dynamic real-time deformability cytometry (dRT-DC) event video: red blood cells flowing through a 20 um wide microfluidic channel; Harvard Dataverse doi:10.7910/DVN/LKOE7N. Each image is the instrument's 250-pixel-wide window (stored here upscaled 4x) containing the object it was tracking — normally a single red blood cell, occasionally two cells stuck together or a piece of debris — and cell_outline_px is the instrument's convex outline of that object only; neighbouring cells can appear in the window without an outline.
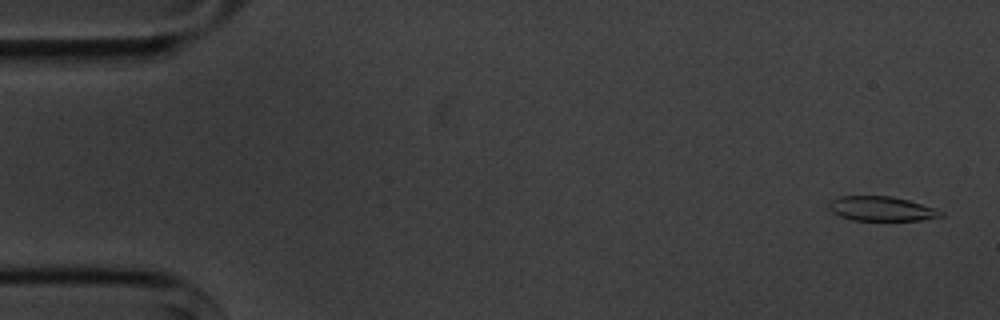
{"species": "common noctule bat (a hibernating species)", "species_latin": "Nyctalus noctula", "temperature_condition": "cold", "stored_images_in_passage": 6, "camera_frame_rate_fps": 3000, "um_per_image_px": 0.085, "animal": {"sex": "male", "body_mass_g": 20.1, "forearm_length_mm": 53.5}, "frame": {"image": 1, "passage_image": 1, "time_ms": 0.0, "image_size_px": [1000, 320], "cell_outline_px": [[944, 216], [920, 220], [852, 220], [840, 216], [832, 212], [828, 208], [828, 204], [832, 200], [840, 196], [892, 196], [908, 200], [936, 208], [944, 212]], "centroid_in_image_um": [74.94, 17.74], "position_along_channel_um": 10.1, "area_um2": 16.01}}
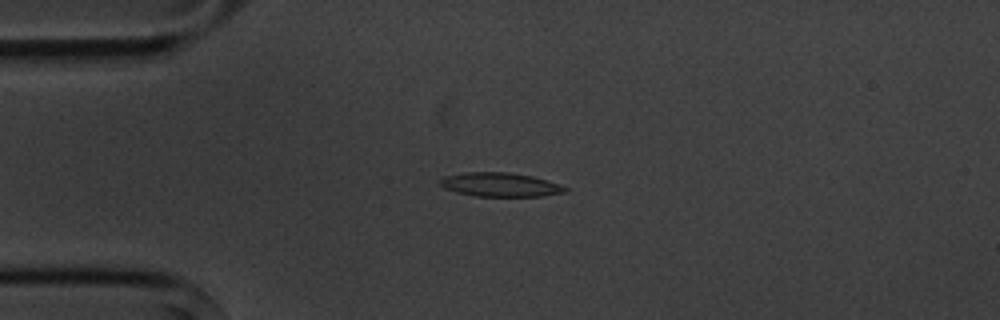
{"frame": {"image": 2, "passage_image": 4, "time_ms": 3.667, "image_size_px": [1000, 320], "cell_outline_px": [[568, 192], [540, 196], [476, 196], [456, 192], [444, 188], [440, 184], [440, 180], [444, 176], [464, 172], [508, 172], [532, 176], [560, 184], [568, 188]], "centroid_in_image_um": [42.52, 15.69], "position_along_channel_um": 42.5, "area_um2": 17.46}}
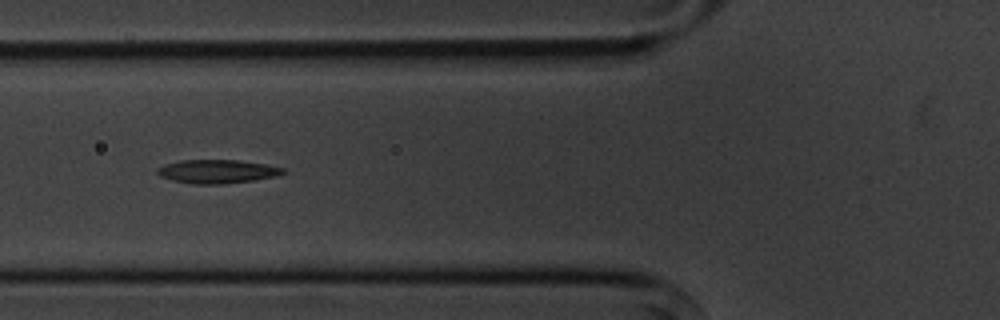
{"frame": {"image": 3, "passage_image": 6, "time_ms": 6.0, "image_size_px": [1000, 320], "cell_outline_px": [[288, 172], [276, 176], [252, 180], [220, 184], [192, 184], [172, 180], [160, 176], [156, 172], [156, 168], [164, 164], [180, 160], [236, 160], [264, 164], [284, 168]], "centroid_in_image_um": [18.43, 14.57], "position_along_channel_um": 107.4, "area_um2": 17.28}}